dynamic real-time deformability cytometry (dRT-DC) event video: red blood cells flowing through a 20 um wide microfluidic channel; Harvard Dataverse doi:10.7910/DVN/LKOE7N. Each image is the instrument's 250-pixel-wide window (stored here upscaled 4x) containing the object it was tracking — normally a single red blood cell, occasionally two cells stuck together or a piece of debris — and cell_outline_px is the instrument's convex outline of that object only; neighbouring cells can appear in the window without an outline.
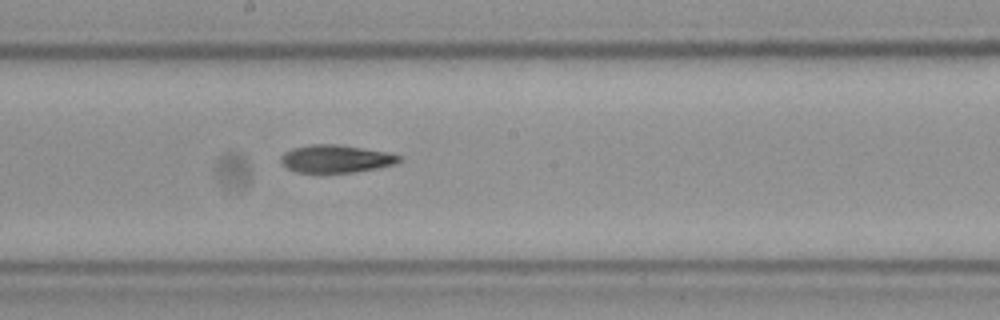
{"species": "Egyptian fruit bat (a non-hibernating species)", "species_latin": "Rousettus aegyptiacus", "temperature_condition": "cold", "stored_images_in_passage": 9, "camera_frame_rate_fps": 3000, "um_per_image_px": 0.085, "frame": {"image": 1, "passage_image": 9, "time_ms": 2.667, "image_size_px": [1000, 320], "cell_outline_px": [[400, 160], [392, 164], [376, 168], [352, 172], [296, 172], [288, 168], [280, 160], [280, 156], [284, 152], [292, 148], [308, 144], [336, 144], [388, 152], [400, 156]], "centroid_in_image_um": [28.49, 13.48], "position_along_channel_um": 219.7, "area_um2": 18.84}}